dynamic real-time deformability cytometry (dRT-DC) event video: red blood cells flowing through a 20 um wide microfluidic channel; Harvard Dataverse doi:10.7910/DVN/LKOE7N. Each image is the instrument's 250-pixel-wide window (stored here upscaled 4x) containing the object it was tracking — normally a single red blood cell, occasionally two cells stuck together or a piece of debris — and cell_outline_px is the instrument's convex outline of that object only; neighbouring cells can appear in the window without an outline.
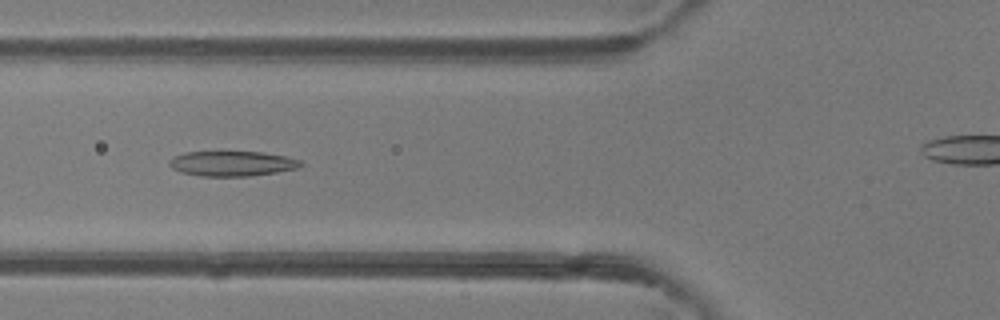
{"species": "common noctule bat (a hibernating species)", "species_latin": "Nyctalus noctula", "temperature_condition": "room temperature", "stored_images_in_passage": 6, "camera_frame_rate_fps": 3000, "um_per_image_px": 0.085, "animal": {"sex": "female"}, "frame": {"image": 1, "passage_image": 6, "time_ms": 5.667, "image_size_px": [1000, 320], "cell_outline_px": [[304, 164], [296, 168], [276, 172], [248, 176], [200, 176], [180, 172], [172, 168], [168, 164], [168, 160], [184, 152], [264, 152], [284, 156], [300, 160]], "centroid_in_image_um": [19.7, 13.9], "position_along_channel_um": 106.1, "area_um2": 19.07}}